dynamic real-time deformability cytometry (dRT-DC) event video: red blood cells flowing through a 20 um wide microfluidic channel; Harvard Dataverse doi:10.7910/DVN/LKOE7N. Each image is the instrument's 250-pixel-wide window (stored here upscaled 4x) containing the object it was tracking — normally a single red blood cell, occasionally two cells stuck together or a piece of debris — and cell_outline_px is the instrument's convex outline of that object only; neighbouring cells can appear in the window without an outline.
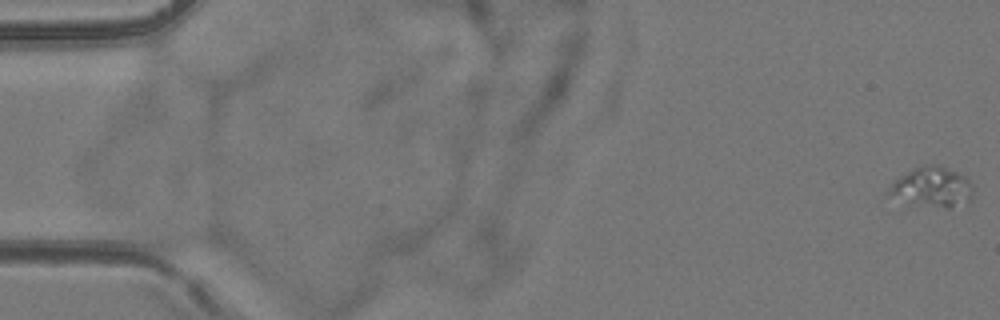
{"species": "common noctule bat (a hibernating species)", "species_latin": "Nyctalus noctula", "temperature_condition": "room temperature", "stored_images_in_passage": 55, "camera_frame_rate_fps": 3000, "um_per_image_px": 0.085, "animal": {"sex": "female", "body_mass_g": 24.6, "forearm_length_mm": 56.2}, "frame": {"image": 1, "passage_image": 1, "time_ms": 0.0, "image_size_px": [1000, 320], "cell_outline_px": [[972, 200], [948, 208], [916, 200], [888, 192], [888, 188], [900, 176], [916, 168], [944, 168], [956, 172], [964, 176], [972, 184]], "centroid_in_image_um": [79.38, 15.88], "position_along_channel_um": 5.6, "area_um2": 17.34}}
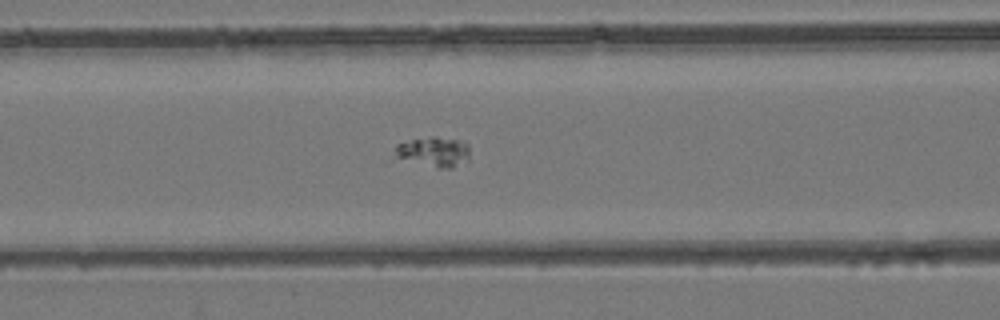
{"frame": {"image": 2, "passage_image": 24, "time_ms": 7.667, "image_size_px": [1000, 320], "cell_outline_px": [[468, 160], [452, 168], [436, 168], [392, 160], [396, 144], [428, 136], [436, 136], [456, 140], [468, 144]], "centroid_in_image_um": [36.74, 12.94], "position_along_channel_um": 129.9, "area_um2": 13.64}}
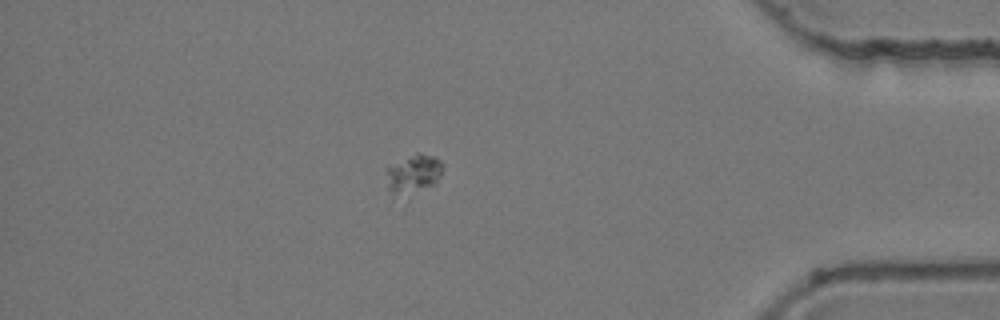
{"frame": {"image": 3, "passage_image": 48, "time_ms": 15.667, "image_size_px": [1000, 320], "cell_outline_px": [[444, 164], [440, 176], [436, 184], [400, 192], [388, 188], [384, 168], [416, 152], [420, 152], [432, 156], [440, 160]], "centroid_in_image_um": [35.16, 14.65], "position_along_channel_um": 400.0, "area_um2": 12.08}}